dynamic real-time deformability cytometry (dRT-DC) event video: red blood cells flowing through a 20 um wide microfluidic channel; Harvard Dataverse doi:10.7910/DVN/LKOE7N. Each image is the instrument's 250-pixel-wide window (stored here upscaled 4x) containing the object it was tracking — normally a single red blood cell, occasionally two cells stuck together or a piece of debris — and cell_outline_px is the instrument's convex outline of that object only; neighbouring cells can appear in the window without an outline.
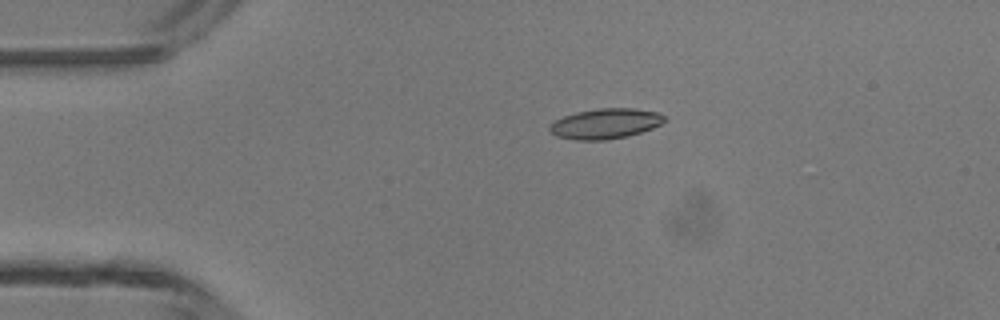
{"species": "common noctule bat (a hibernating species)", "species_latin": "Nyctalus noctula", "temperature_condition": "room temperature", "stored_images_in_passage": 5, "camera_frame_rate_fps": 3000, "um_per_image_px": 0.085, "animal": {"sex": "male", "body_mass_g": 13.3}, "frame": {"image": 1, "passage_image": 3, "time_ms": 2.333, "image_size_px": [1000, 320], "cell_outline_px": [[664, 120], [660, 124], [652, 128], [628, 136], [604, 140], [576, 140], [556, 136], [548, 128], [556, 120], [564, 116], [576, 112], [600, 108], [632, 108], [656, 112], [664, 116]], "centroid_in_image_um": [51.44, 10.51], "position_along_channel_um": 33.6, "area_um2": 19.94}}
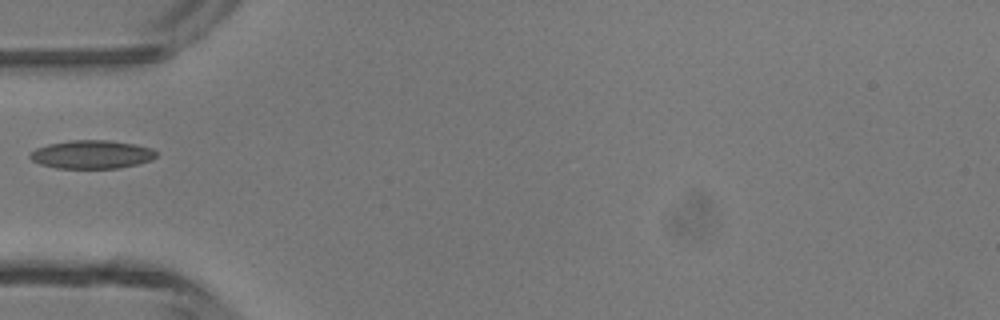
{"frame": {"image": 2, "passage_image": 5, "time_ms": 4.333, "image_size_px": [1000, 320], "cell_outline_px": [[156, 156], [152, 160], [136, 164], [116, 168], [56, 168], [40, 164], [32, 160], [28, 156], [36, 148], [48, 144], [72, 140], [104, 140], [136, 144], [152, 148], [156, 152]], "centroid_in_image_um": [7.79, 13.12], "position_along_channel_um": 77.2, "area_um2": 20.75}}